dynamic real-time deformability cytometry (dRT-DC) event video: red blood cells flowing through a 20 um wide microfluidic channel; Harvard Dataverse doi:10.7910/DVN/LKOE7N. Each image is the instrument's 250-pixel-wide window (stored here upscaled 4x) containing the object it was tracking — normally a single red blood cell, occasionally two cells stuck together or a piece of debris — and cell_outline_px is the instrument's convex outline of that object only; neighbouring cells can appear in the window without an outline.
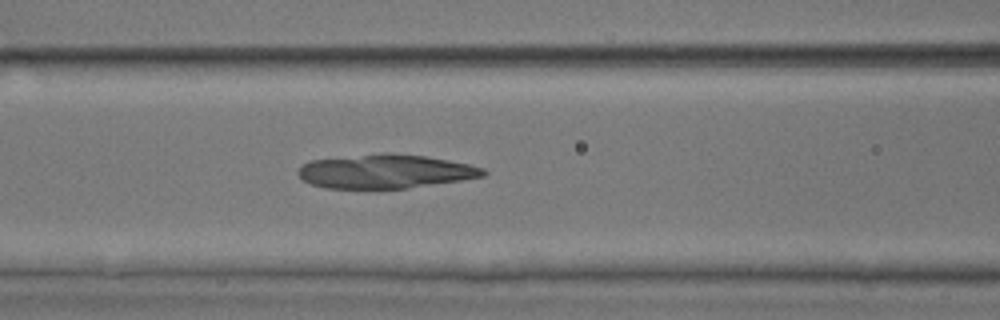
{"species": "common noctule bat (a hibernating species)", "species_latin": "Nyctalus noctula", "temperature_condition": "room temperature", "stored_images_in_passage": 52, "camera_frame_rate_fps": 3000, "um_per_image_px": 0.085, "animal": {"sex": "male", "body_mass_g": 17.9, "forearm_length_mm": 54.2}, "frame": {"image": 1, "passage_image": 22, "time_ms": 7.0, "image_size_px": [1000, 320], "cell_outline_px": [[488, 172], [484, 176], [460, 180], [408, 188], [324, 188], [312, 184], [304, 180], [296, 172], [304, 164], [312, 160], [384, 152], [392, 152], [424, 156], [448, 160], [468, 164], [484, 168]], "centroid_in_image_um": [32.77, 14.56], "position_along_channel_um": 133.8, "area_um2": 36.41}}
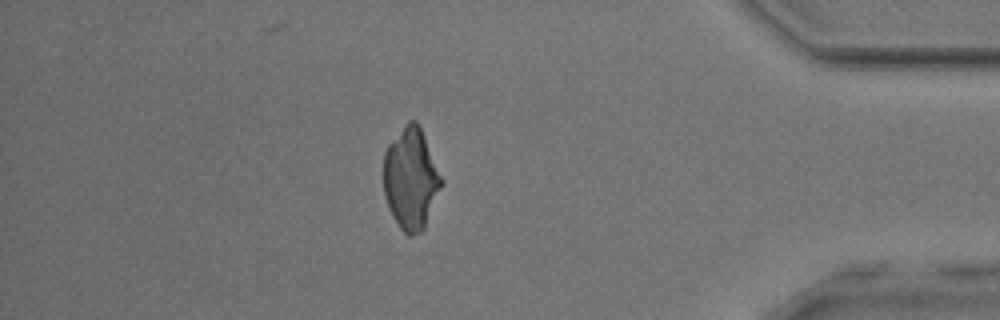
{"frame": {"image": 2, "passage_image": 45, "time_ms": 14.667, "image_size_px": [1000, 320], "cell_outline_px": [[444, 184], [424, 228], [420, 232], [412, 236], [408, 236], [400, 228], [384, 196], [384, 152], [388, 144], [404, 124], [408, 120], [416, 120], [424, 136], [444, 180]], "centroid_in_image_um": [34.94, 15.18], "position_along_channel_um": 400.3, "area_um2": 34.22}}
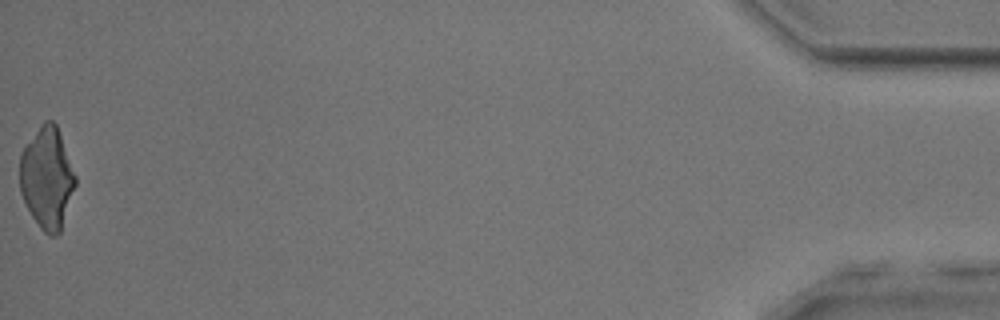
{"frame": {"image": 3, "passage_image": 52, "time_ms": 17.0, "image_size_px": [1000, 320], "cell_outline_px": [[76, 184], [60, 232], [56, 236], [48, 236], [40, 228], [32, 216], [20, 192], [20, 152], [44, 120], [52, 120], [56, 124], [76, 176]], "centroid_in_image_um": [3.99, 15.14], "position_along_channel_um": 431.2, "area_um2": 32.66}}